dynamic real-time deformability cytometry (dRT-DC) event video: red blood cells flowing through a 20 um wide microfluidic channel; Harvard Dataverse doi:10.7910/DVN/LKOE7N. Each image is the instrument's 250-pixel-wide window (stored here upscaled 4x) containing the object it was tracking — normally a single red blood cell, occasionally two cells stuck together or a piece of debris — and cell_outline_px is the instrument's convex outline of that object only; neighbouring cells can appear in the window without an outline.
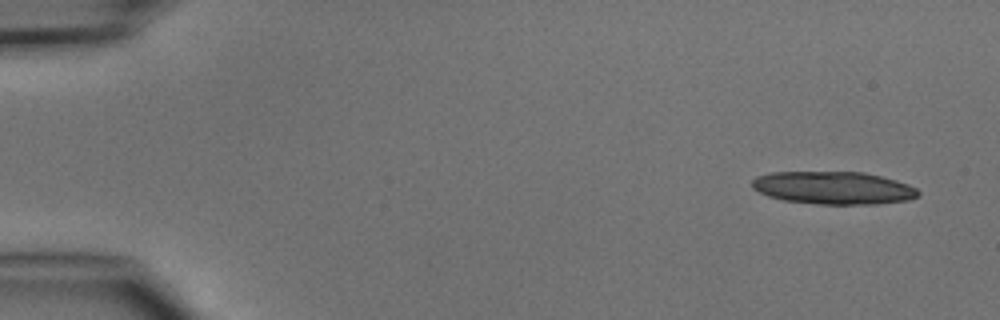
{"species": "common noctule bat (a hibernating species)", "species_latin": "Nyctalus noctula", "temperature_condition": "cold", "stored_images_in_passage": 4, "segment_of_instrument_passage": [1, 2], "camera_frame_rate_fps": 3000, "um_per_image_px": 0.085, "animal": {"sex": "male", "body_mass_g": 15.6}, "frame": {"image": 1, "passage_image": 1, "time_ms": 0.0, "image_size_px": [1000, 320], "cell_outline_px": [[920, 196], [908, 200], [876, 204], [820, 204], [784, 200], [768, 196], [752, 188], [752, 180], [756, 176], [772, 172], [864, 172], [896, 180], [908, 184], [916, 188], [920, 192]], "centroid_in_image_um": [70.86, 15.97], "position_along_channel_um": 14.1, "area_um2": 31.73}}